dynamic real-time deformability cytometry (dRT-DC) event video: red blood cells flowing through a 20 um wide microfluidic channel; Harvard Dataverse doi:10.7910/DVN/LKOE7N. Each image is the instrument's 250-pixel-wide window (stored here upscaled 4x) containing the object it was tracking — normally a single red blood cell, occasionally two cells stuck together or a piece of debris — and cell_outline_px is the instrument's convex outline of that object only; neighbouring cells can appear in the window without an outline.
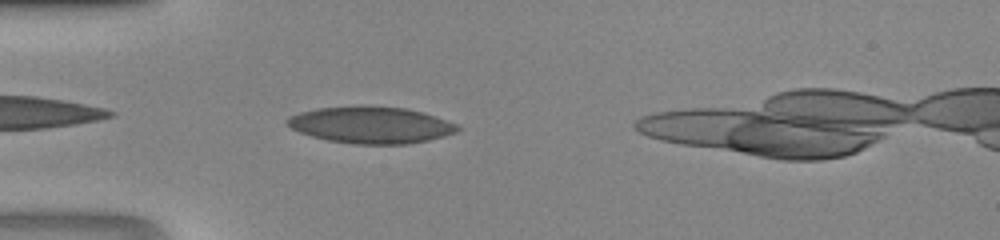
{"species": "human", "species_latin": "Homo sapiens", "temperature_condition": "room temperature", "stored_images_in_passage": 27, "camera_frame_rate_fps": 3000, "um_per_image_px": 0.085, "donor": {"sex": "male"}, "frame": {"image": 1, "passage_image": 1, "time_ms": 0.0, "image_size_px": [1000, 240], "cell_outline_px": [[460, 128], [456, 132], [428, 140], [408, 144], [356, 144], [328, 140], [312, 136], [300, 132], [292, 128], [284, 120], [288, 116], [300, 112], [320, 108], [404, 108], [424, 112], [456, 124]], "centroid_in_image_um": [31.53, 10.65], "position_along_channel_um": 53.5, "area_um2": 35.32}}
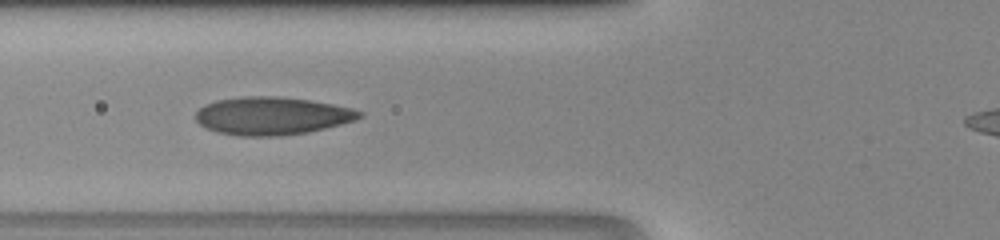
{"frame": {"image": 2, "passage_image": 5, "time_ms": 1.333, "image_size_px": [1000, 240], "cell_outline_px": [[364, 116], [356, 120], [308, 132], [276, 136], [240, 136], [220, 132], [208, 128], [200, 124], [196, 120], [196, 112], [204, 104], [216, 100], [244, 96], [276, 96], [308, 100], [332, 104], [352, 108], [364, 112]], "centroid_in_image_um": [23.13, 9.84], "position_along_channel_um": 102.7, "area_um2": 36.01}}